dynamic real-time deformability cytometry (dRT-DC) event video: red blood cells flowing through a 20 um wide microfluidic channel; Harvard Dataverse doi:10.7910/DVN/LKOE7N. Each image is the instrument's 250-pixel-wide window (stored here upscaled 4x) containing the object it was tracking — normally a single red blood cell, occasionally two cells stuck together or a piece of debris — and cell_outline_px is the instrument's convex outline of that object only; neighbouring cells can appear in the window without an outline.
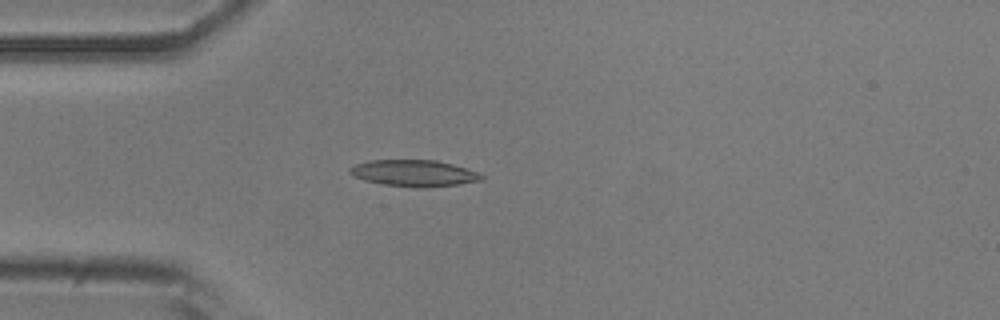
{"species": "common noctule bat (a hibernating species)", "species_latin": "Nyctalus noctula", "temperature_condition": "room temperature", "stored_images_in_passage": 26, "camera_frame_rate_fps": 3000, "um_per_image_px": 0.085, "animal": {"sex": "male", "body_mass_g": 20.5, "forearm_length_mm": 52.5}, "frame": {"image": 1, "passage_image": 1, "time_ms": 0.0, "image_size_px": [1000, 320], "cell_outline_px": [[484, 180], [460, 184], [424, 188], [380, 184], [364, 180], [348, 172], [348, 168], [356, 164], [368, 160], [436, 160], [452, 164], [476, 172], [484, 176]], "centroid_in_image_um": [35.18, 14.72], "position_along_channel_um": 49.8, "area_um2": 20.29}}
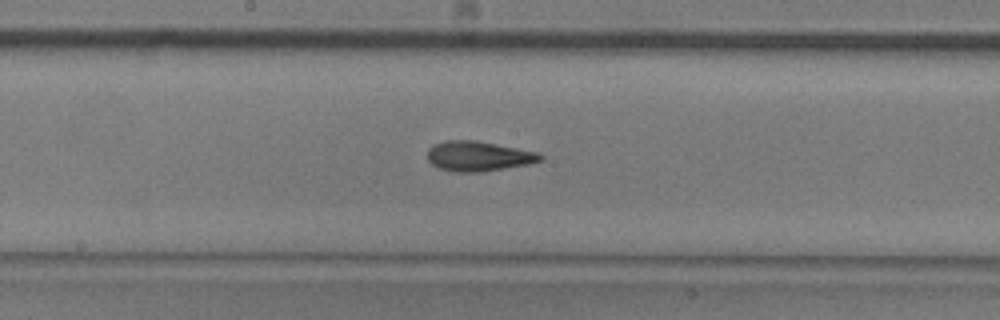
{"frame": {"image": 2, "passage_image": 14, "time_ms": 4.333, "image_size_px": [1000, 320], "cell_outline_px": [[544, 160], [528, 164], [480, 172], [452, 172], [440, 168], [432, 164], [428, 160], [428, 148], [432, 144], [444, 140], [476, 140], [540, 152], [544, 156]], "centroid_in_image_um": [40.68, 13.26], "position_along_channel_um": 207.5, "area_um2": 19.94}}
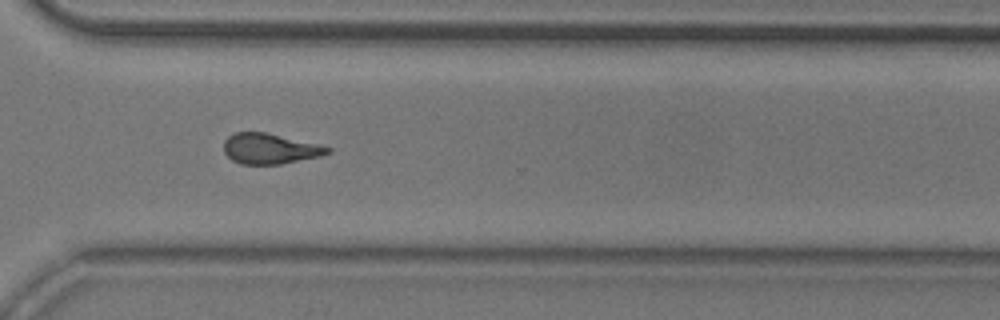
{"frame": {"image": 3, "passage_image": 25, "time_ms": 8.0, "image_size_px": [1000, 320], "cell_outline_px": [[332, 152], [320, 156], [280, 164], [240, 164], [232, 160], [224, 152], [224, 140], [228, 136], [236, 132], [268, 132], [332, 148]], "centroid_in_image_um": [22.92, 12.63], "position_along_channel_um": 347.7, "area_um2": 18.38}, "authors_computed_cell_mechanics": {"area_um2": 19.0162, "velocity_mm_per_s": 3.8393, "shape_relaxation_time_tau1_ms": 4.1249, "shape_relaxation_time_tau2_ms": 3.3924, "deformation_change_tau1": 0.1504, "deformation_change_tau2": 0.1351}}